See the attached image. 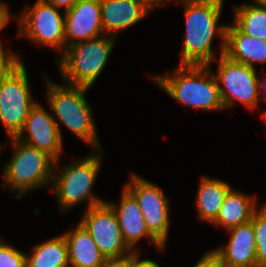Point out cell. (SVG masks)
I'll use <instances>...</instances> for the list:
<instances>
[{"label":"cell","mask_w":266,"mask_h":267,"mask_svg":"<svg viewBox=\"0 0 266 267\" xmlns=\"http://www.w3.org/2000/svg\"><path fill=\"white\" fill-rule=\"evenodd\" d=\"M186 15L185 44L180 65H209L213 58L211 44L217 32L223 39L225 52L226 27H217L223 0H183Z\"/></svg>","instance_id":"6da1fadb"},{"label":"cell","mask_w":266,"mask_h":267,"mask_svg":"<svg viewBox=\"0 0 266 267\" xmlns=\"http://www.w3.org/2000/svg\"><path fill=\"white\" fill-rule=\"evenodd\" d=\"M209 70V65H180L174 76H159L155 81L168 95L185 105L203 110L224 109L219 82Z\"/></svg>","instance_id":"7a4b0ae2"},{"label":"cell","mask_w":266,"mask_h":267,"mask_svg":"<svg viewBox=\"0 0 266 267\" xmlns=\"http://www.w3.org/2000/svg\"><path fill=\"white\" fill-rule=\"evenodd\" d=\"M113 38H94L86 41H73L63 50L59 69L69 85L87 87L94 83L105 66L113 48Z\"/></svg>","instance_id":"3957f363"},{"label":"cell","mask_w":266,"mask_h":267,"mask_svg":"<svg viewBox=\"0 0 266 267\" xmlns=\"http://www.w3.org/2000/svg\"><path fill=\"white\" fill-rule=\"evenodd\" d=\"M48 101L53 112L69 130L88 144L99 147L91 109L84 97L87 87L60 86L48 82Z\"/></svg>","instance_id":"277c9868"},{"label":"cell","mask_w":266,"mask_h":267,"mask_svg":"<svg viewBox=\"0 0 266 267\" xmlns=\"http://www.w3.org/2000/svg\"><path fill=\"white\" fill-rule=\"evenodd\" d=\"M13 147L16 149L13 159L6 165L5 175L7 183L14 189H19L20 198L23 193L47 184L53 178V164L56 161L47 153L40 151L24 142L11 138Z\"/></svg>","instance_id":"5b68a950"},{"label":"cell","mask_w":266,"mask_h":267,"mask_svg":"<svg viewBox=\"0 0 266 267\" xmlns=\"http://www.w3.org/2000/svg\"><path fill=\"white\" fill-rule=\"evenodd\" d=\"M28 85L26 69L21 61L0 82V121L10 138L22 131L30 110L36 105Z\"/></svg>","instance_id":"8992f818"},{"label":"cell","mask_w":266,"mask_h":267,"mask_svg":"<svg viewBox=\"0 0 266 267\" xmlns=\"http://www.w3.org/2000/svg\"><path fill=\"white\" fill-rule=\"evenodd\" d=\"M100 157L95 154L65 166L62 174H53L55 193L63 209L88 200V209L104 203L90 194V189L100 169Z\"/></svg>","instance_id":"52a82bcc"},{"label":"cell","mask_w":266,"mask_h":267,"mask_svg":"<svg viewBox=\"0 0 266 267\" xmlns=\"http://www.w3.org/2000/svg\"><path fill=\"white\" fill-rule=\"evenodd\" d=\"M219 62L218 75L215 77L226 88L219 85V95L223 107H231L234 100L238 99L253 109L259 99L258 76L255 68L233 61L224 54L221 55Z\"/></svg>","instance_id":"ba28073f"},{"label":"cell","mask_w":266,"mask_h":267,"mask_svg":"<svg viewBox=\"0 0 266 267\" xmlns=\"http://www.w3.org/2000/svg\"><path fill=\"white\" fill-rule=\"evenodd\" d=\"M18 20L21 31L31 40L65 50V17L62 18L54 5L38 0Z\"/></svg>","instance_id":"9c48e42d"},{"label":"cell","mask_w":266,"mask_h":267,"mask_svg":"<svg viewBox=\"0 0 266 267\" xmlns=\"http://www.w3.org/2000/svg\"><path fill=\"white\" fill-rule=\"evenodd\" d=\"M125 188L135 197L149 232L165 246L168 229V199L153 183L132 174Z\"/></svg>","instance_id":"30bf717a"},{"label":"cell","mask_w":266,"mask_h":267,"mask_svg":"<svg viewBox=\"0 0 266 267\" xmlns=\"http://www.w3.org/2000/svg\"><path fill=\"white\" fill-rule=\"evenodd\" d=\"M80 224L105 258L124 256L128 249L131 251L123 240L115 212L106 202L87 209Z\"/></svg>","instance_id":"8fae6325"},{"label":"cell","mask_w":266,"mask_h":267,"mask_svg":"<svg viewBox=\"0 0 266 267\" xmlns=\"http://www.w3.org/2000/svg\"><path fill=\"white\" fill-rule=\"evenodd\" d=\"M29 136L22 137L24 131ZM16 139L47 153L56 162L62 149V136L55 119L45 111L38 103L30 110L22 131Z\"/></svg>","instance_id":"7c38bea8"},{"label":"cell","mask_w":266,"mask_h":267,"mask_svg":"<svg viewBox=\"0 0 266 267\" xmlns=\"http://www.w3.org/2000/svg\"><path fill=\"white\" fill-rule=\"evenodd\" d=\"M65 48L72 39L90 40L104 34L100 0H78L65 11ZM67 43V44H66Z\"/></svg>","instance_id":"4fadbf2b"},{"label":"cell","mask_w":266,"mask_h":267,"mask_svg":"<svg viewBox=\"0 0 266 267\" xmlns=\"http://www.w3.org/2000/svg\"><path fill=\"white\" fill-rule=\"evenodd\" d=\"M117 207L115 204H107L115 212L122 237L127 246L132 249L141 237H150L160 249L164 246L147 229L142 212L135 197L124 188L122 200Z\"/></svg>","instance_id":"5bb4252c"},{"label":"cell","mask_w":266,"mask_h":267,"mask_svg":"<svg viewBox=\"0 0 266 267\" xmlns=\"http://www.w3.org/2000/svg\"><path fill=\"white\" fill-rule=\"evenodd\" d=\"M231 232L226 248L215 251L224 267H257L255 235L251 222L228 229Z\"/></svg>","instance_id":"9a60e30c"},{"label":"cell","mask_w":266,"mask_h":267,"mask_svg":"<svg viewBox=\"0 0 266 267\" xmlns=\"http://www.w3.org/2000/svg\"><path fill=\"white\" fill-rule=\"evenodd\" d=\"M224 55L255 68L253 63L266 62V41L242 33L234 24L227 25Z\"/></svg>","instance_id":"2e32d148"},{"label":"cell","mask_w":266,"mask_h":267,"mask_svg":"<svg viewBox=\"0 0 266 267\" xmlns=\"http://www.w3.org/2000/svg\"><path fill=\"white\" fill-rule=\"evenodd\" d=\"M104 34L126 29L149 11L138 0H100Z\"/></svg>","instance_id":"e0dca14e"},{"label":"cell","mask_w":266,"mask_h":267,"mask_svg":"<svg viewBox=\"0 0 266 267\" xmlns=\"http://www.w3.org/2000/svg\"><path fill=\"white\" fill-rule=\"evenodd\" d=\"M63 236L68 244L71 267H101L103 265L105 257L90 233L80 223L74 231Z\"/></svg>","instance_id":"ac0fdd59"},{"label":"cell","mask_w":266,"mask_h":267,"mask_svg":"<svg viewBox=\"0 0 266 267\" xmlns=\"http://www.w3.org/2000/svg\"><path fill=\"white\" fill-rule=\"evenodd\" d=\"M256 211L255 203L249 196L230 189L219 210L217 218L212 222L230 229L251 221Z\"/></svg>","instance_id":"d6986e66"},{"label":"cell","mask_w":266,"mask_h":267,"mask_svg":"<svg viewBox=\"0 0 266 267\" xmlns=\"http://www.w3.org/2000/svg\"><path fill=\"white\" fill-rule=\"evenodd\" d=\"M230 189L227 182L203 177L196 201L200 218L212 223L217 218Z\"/></svg>","instance_id":"ffe728a7"},{"label":"cell","mask_w":266,"mask_h":267,"mask_svg":"<svg viewBox=\"0 0 266 267\" xmlns=\"http://www.w3.org/2000/svg\"><path fill=\"white\" fill-rule=\"evenodd\" d=\"M26 267H70L68 244L63 235L33 247L26 257Z\"/></svg>","instance_id":"44dd1931"},{"label":"cell","mask_w":266,"mask_h":267,"mask_svg":"<svg viewBox=\"0 0 266 267\" xmlns=\"http://www.w3.org/2000/svg\"><path fill=\"white\" fill-rule=\"evenodd\" d=\"M234 25L248 36L266 41V6L235 7Z\"/></svg>","instance_id":"7402d4cb"},{"label":"cell","mask_w":266,"mask_h":267,"mask_svg":"<svg viewBox=\"0 0 266 267\" xmlns=\"http://www.w3.org/2000/svg\"><path fill=\"white\" fill-rule=\"evenodd\" d=\"M250 222L255 235L257 267H266V205L260 212H254Z\"/></svg>","instance_id":"603a6c76"},{"label":"cell","mask_w":266,"mask_h":267,"mask_svg":"<svg viewBox=\"0 0 266 267\" xmlns=\"http://www.w3.org/2000/svg\"><path fill=\"white\" fill-rule=\"evenodd\" d=\"M27 255L0 240V267H26Z\"/></svg>","instance_id":"cb8c5ba5"},{"label":"cell","mask_w":266,"mask_h":267,"mask_svg":"<svg viewBox=\"0 0 266 267\" xmlns=\"http://www.w3.org/2000/svg\"><path fill=\"white\" fill-rule=\"evenodd\" d=\"M19 62V57L15 56V54H11L10 52L8 54L5 53L0 45V82Z\"/></svg>","instance_id":"d4e9b609"},{"label":"cell","mask_w":266,"mask_h":267,"mask_svg":"<svg viewBox=\"0 0 266 267\" xmlns=\"http://www.w3.org/2000/svg\"><path fill=\"white\" fill-rule=\"evenodd\" d=\"M101 267H133V251L126 256L105 258Z\"/></svg>","instance_id":"484cf974"},{"label":"cell","mask_w":266,"mask_h":267,"mask_svg":"<svg viewBox=\"0 0 266 267\" xmlns=\"http://www.w3.org/2000/svg\"><path fill=\"white\" fill-rule=\"evenodd\" d=\"M194 267H224L219 254L214 250L206 253Z\"/></svg>","instance_id":"4316f807"},{"label":"cell","mask_w":266,"mask_h":267,"mask_svg":"<svg viewBox=\"0 0 266 267\" xmlns=\"http://www.w3.org/2000/svg\"><path fill=\"white\" fill-rule=\"evenodd\" d=\"M133 267H159L157 263L152 260L139 261L138 253L133 252Z\"/></svg>","instance_id":"83f0119b"},{"label":"cell","mask_w":266,"mask_h":267,"mask_svg":"<svg viewBox=\"0 0 266 267\" xmlns=\"http://www.w3.org/2000/svg\"><path fill=\"white\" fill-rule=\"evenodd\" d=\"M78 0H47L46 2L54 5L55 7H65V11L72 8V6L77 2Z\"/></svg>","instance_id":"f1b7e54d"},{"label":"cell","mask_w":266,"mask_h":267,"mask_svg":"<svg viewBox=\"0 0 266 267\" xmlns=\"http://www.w3.org/2000/svg\"><path fill=\"white\" fill-rule=\"evenodd\" d=\"M8 8L3 3H0V31L6 26L10 19Z\"/></svg>","instance_id":"f546056e"},{"label":"cell","mask_w":266,"mask_h":267,"mask_svg":"<svg viewBox=\"0 0 266 267\" xmlns=\"http://www.w3.org/2000/svg\"><path fill=\"white\" fill-rule=\"evenodd\" d=\"M140 1L148 10L154 8V6L160 5L164 0H138Z\"/></svg>","instance_id":"4dcf8cb0"},{"label":"cell","mask_w":266,"mask_h":267,"mask_svg":"<svg viewBox=\"0 0 266 267\" xmlns=\"http://www.w3.org/2000/svg\"><path fill=\"white\" fill-rule=\"evenodd\" d=\"M265 86V87H264ZM261 87V88H260ZM263 87H264V89L266 88V81H260L259 79H258V92H260V89H263ZM265 100H266V97L264 98Z\"/></svg>","instance_id":"1f68e13d"},{"label":"cell","mask_w":266,"mask_h":267,"mask_svg":"<svg viewBox=\"0 0 266 267\" xmlns=\"http://www.w3.org/2000/svg\"><path fill=\"white\" fill-rule=\"evenodd\" d=\"M257 5L266 6V0H255Z\"/></svg>","instance_id":"d6a6232c"}]
</instances>
